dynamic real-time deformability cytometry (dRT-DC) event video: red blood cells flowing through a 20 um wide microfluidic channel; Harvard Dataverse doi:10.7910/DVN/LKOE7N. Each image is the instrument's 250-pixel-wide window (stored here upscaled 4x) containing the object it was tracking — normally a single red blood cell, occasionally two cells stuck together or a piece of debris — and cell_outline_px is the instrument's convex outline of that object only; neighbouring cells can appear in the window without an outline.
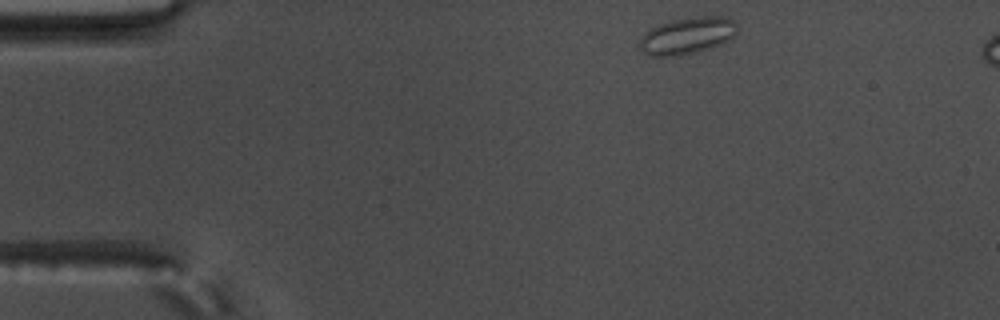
{"species": "common noctule bat (a hibernating species)", "species_latin": "Nyctalus noctula", "temperature_condition": "warm", "stored_images_in_passage": 49, "camera_frame_rate_fps": 3000, "um_per_image_px": 0.085, "animal": {"sex": "male", "body_mass_g": 17.5, "forearm_length_mm": 52.3}, "frame": {"image": 1, "passage_image": 1, "time_ms": 0.0, "image_size_px": [1000, 320], "cell_outline_px": [[736, 32], [728, 40], [720, 44], [708, 48], [676, 56], [652, 56], [644, 52], [640, 48], [640, 36], [644, 32], [656, 24], [672, 20], [704, 16], [724, 16], [732, 20], [736, 24]], "centroid_in_image_um": [58.36, 3.02], "position_along_channel_um": 26.6, "area_um2": 20.69}}
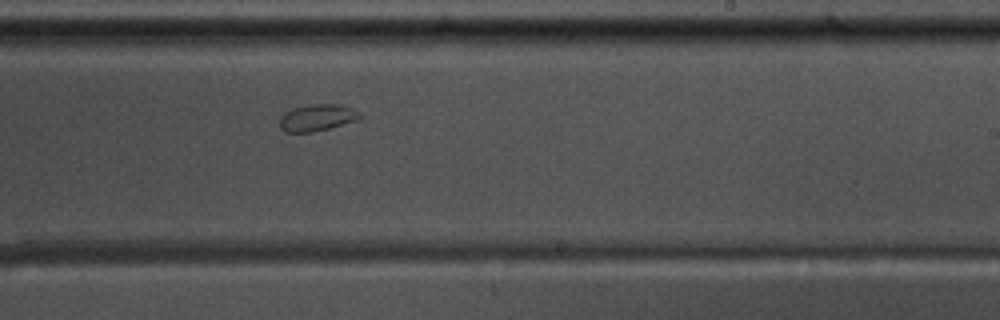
{"frame": {"image": 2, "passage_image": 27, "time_ms": 8.667, "image_size_px": [1000, 320], "cell_outline_px": [[360, 116], [356, 120], [328, 128], [312, 132], [284, 132], [280, 128], [280, 116], [284, 112], [292, 108], [316, 104], [340, 104], [352, 108], [360, 112]], "centroid_in_image_um": [26.92, 9.99], "position_along_channel_um": 262.1, "area_um2": 12.37}}
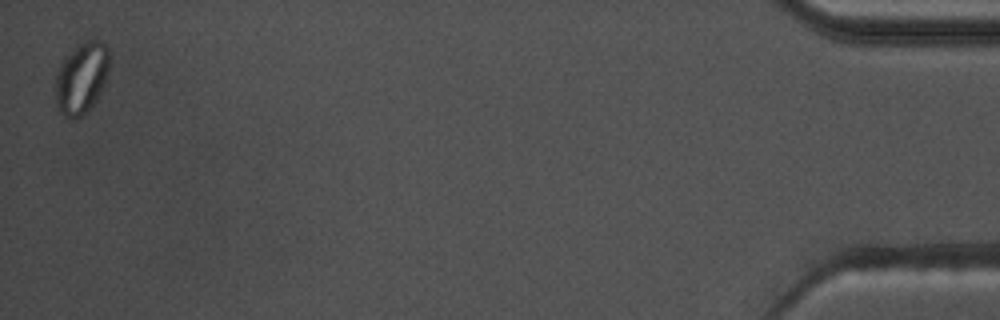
{"frame": {"image": 3, "passage_image": 49, "time_ms": 16.0, "image_size_px": [1000, 320], "cell_outline_px": [[108, 76], [96, 100], [80, 116], [72, 120], [64, 116], [56, 108], [56, 76], [60, 64], [76, 44], [84, 40], [100, 40], [108, 48]], "centroid_in_image_um": [6.92, 6.61], "position_along_channel_um": 428.3, "area_um2": 22.37}}